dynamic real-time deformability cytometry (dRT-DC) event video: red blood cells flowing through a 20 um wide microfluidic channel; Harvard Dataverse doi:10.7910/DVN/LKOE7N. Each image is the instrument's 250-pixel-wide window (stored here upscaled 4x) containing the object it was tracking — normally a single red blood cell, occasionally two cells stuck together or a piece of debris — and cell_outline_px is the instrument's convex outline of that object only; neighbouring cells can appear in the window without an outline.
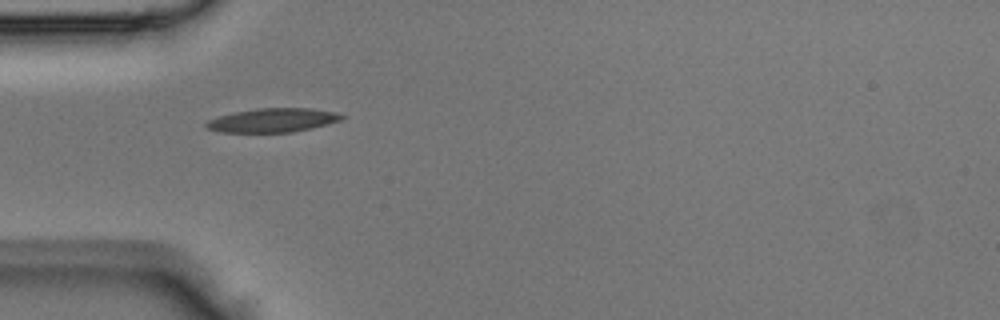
{"species": "Egyptian fruit bat (a non-hibernating species)", "species_latin": "Rousettus aegyptiacus", "temperature_condition": "room temperature", "stored_images_in_passage": 32, "camera_frame_rate_fps": 3000, "um_per_image_px": 0.085, "animal": {"sex": "male"}, "frame": {"image": 1, "passage_image": 1, "time_ms": 0.0, "image_size_px": [1000, 320], "cell_outline_px": [[344, 116], [340, 120], [328, 124], [312, 128], [292, 132], [220, 132], [208, 128], [204, 124], [208, 120], [220, 116], [236, 112], [256, 108], [308, 108], [332, 112]], "centroid_in_image_um": [23.16, 10.22], "position_along_channel_um": 61.8, "area_um2": 18.55}}
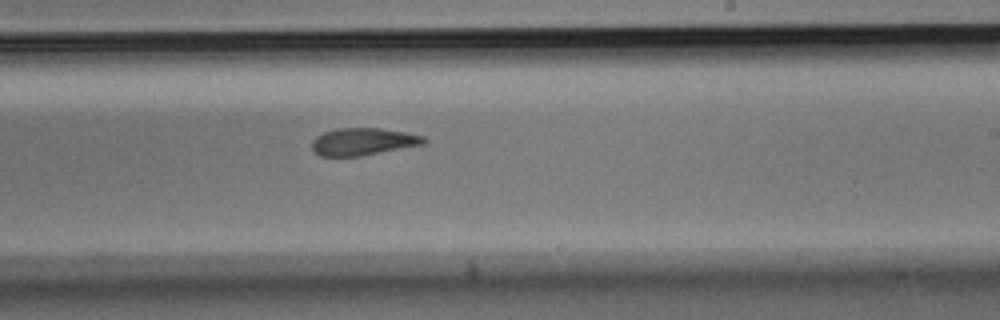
{"frame": {"image": 2, "passage_image": 14, "time_ms": 4.333, "image_size_px": [1000, 320], "cell_outline_px": [[428, 140], [424, 144], [360, 156], [320, 156], [312, 148], [312, 140], [316, 136], [324, 132], [336, 128], [380, 128], [404, 132], [424, 136]], "centroid_in_image_um": [30.86, 12.03], "position_along_channel_um": 258.1, "area_um2": 17.74}}
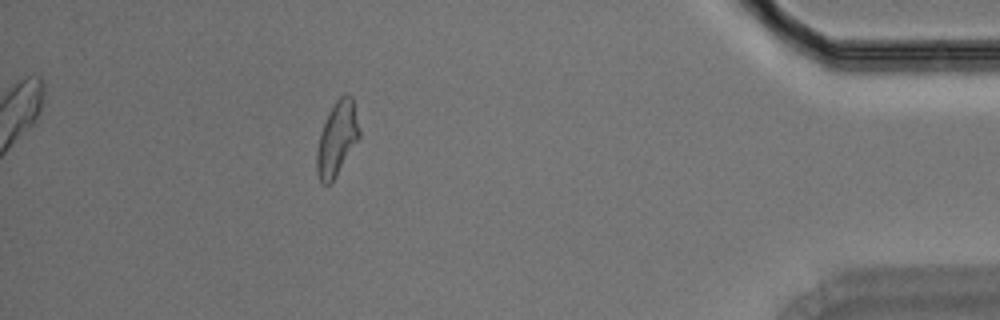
{"frame": {"image": 3, "passage_image": 27, "time_ms": 8.667, "image_size_px": [1000, 320], "cell_outline_px": [[360, 136], [332, 184], [324, 184], [320, 180], [316, 172], [316, 152], [320, 136], [328, 112], [336, 100], [340, 96], [352, 96], [360, 132]], "centroid_in_image_um": [28.63, 11.83], "position_along_channel_um": 406.6, "area_um2": 18.15}}